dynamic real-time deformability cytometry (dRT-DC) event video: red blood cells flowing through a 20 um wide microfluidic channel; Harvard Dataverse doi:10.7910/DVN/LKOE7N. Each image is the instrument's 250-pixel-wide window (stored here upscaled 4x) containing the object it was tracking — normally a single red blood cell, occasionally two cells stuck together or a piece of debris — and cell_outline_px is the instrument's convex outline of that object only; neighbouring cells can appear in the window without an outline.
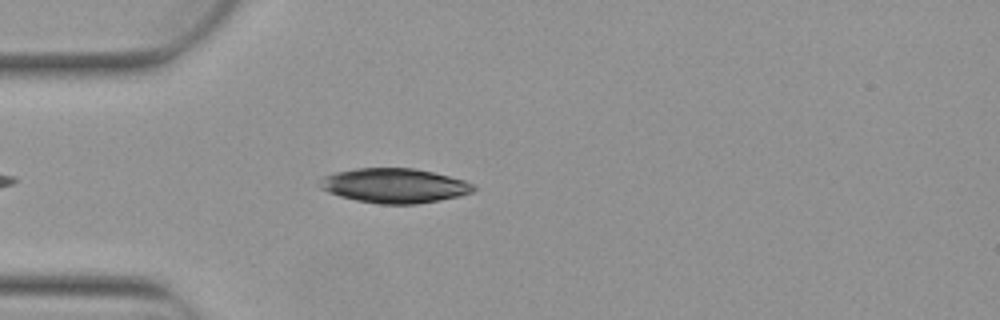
{"species": "Egyptian fruit bat (a non-hibernating species)", "species_latin": "Rousettus aegyptiacus", "temperature_condition": "warm", "stored_images_in_passage": 5, "camera_frame_rate_fps": 3000, "um_per_image_px": 0.085, "animal": {"sex": "female"}, "frame": {"image": 1, "passage_image": 5, "time_ms": 1.333, "image_size_px": [1000, 320], "cell_outline_px": [[476, 188], [472, 192], [460, 196], [440, 200], [416, 204], [380, 204], [356, 200], [340, 196], [328, 192], [320, 188], [316, 184], [324, 176], [336, 172], [356, 168], [412, 168], [432, 172], [464, 180], [472, 184]], "centroid_in_image_um": [33.49, 15.78], "position_along_channel_um": 51.5, "area_um2": 30.92}}